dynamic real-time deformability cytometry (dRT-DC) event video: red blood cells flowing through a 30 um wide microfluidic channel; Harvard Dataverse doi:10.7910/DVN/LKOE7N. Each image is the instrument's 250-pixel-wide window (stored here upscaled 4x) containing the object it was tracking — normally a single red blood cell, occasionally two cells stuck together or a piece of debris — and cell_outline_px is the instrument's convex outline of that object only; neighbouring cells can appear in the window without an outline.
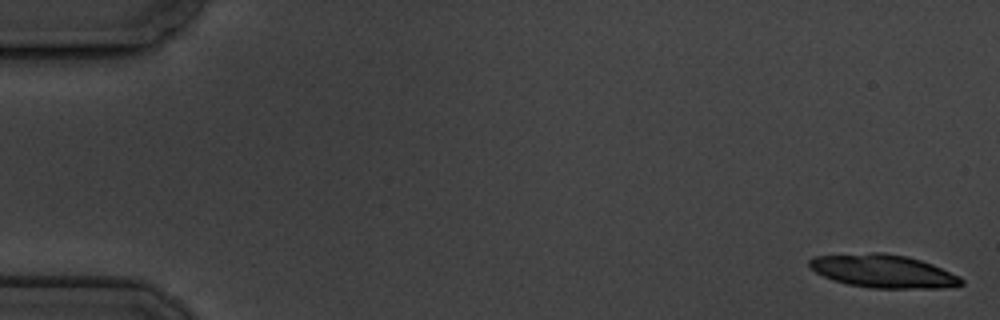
{"species": "common noctule bat (a hibernating species)", "species_latin": "Nyctalus noctula", "temperature_condition": "cold", "stored_images_in_passage": 5, "camera_frame_rate_fps": 3000, "um_per_image_px": 0.085, "animal": {"sex": "male", "body_mass_g": 19.5, "forearm_length_mm": 54.6}, "frame": {"image": 1, "passage_image": 1, "time_ms": 0.0, "image_size_px": [1000, 320], "cell_outline_px": [[964, 284], [940, 288], [872, 288], [848, 284], [832, 280], [816, 272], [808, 264], [808, 260], [812, 256], [872, 252], [884, 252], [908, 256], [932, 264], [960, 276], [964, 280]], "centroid_in_image_um": [75.07, 23.04], "position_along_channel_um": 9.9, "area_um2": 29.48}}